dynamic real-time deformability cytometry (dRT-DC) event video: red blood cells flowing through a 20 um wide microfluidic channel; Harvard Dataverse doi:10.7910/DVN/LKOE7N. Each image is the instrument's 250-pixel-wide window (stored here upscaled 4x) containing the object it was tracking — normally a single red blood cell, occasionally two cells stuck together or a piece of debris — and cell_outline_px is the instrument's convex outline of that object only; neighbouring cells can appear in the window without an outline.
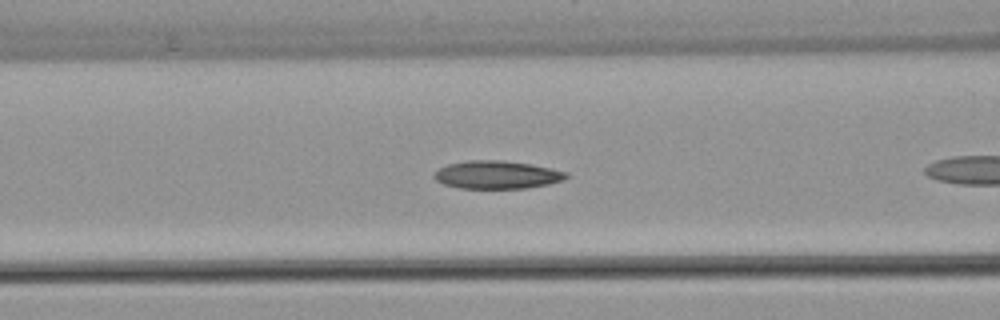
{"species": "common noctule bat (a hibernating species)", "species_latin": "Nyctalus noctula", "temperature_condition": "warm", "stored_images_in_passage": 21, "camera_frame_rate_fps": 3000, "um_per_image_px": 0.085, "animal": {"sex": "female", "body_mass_g": 22.7, "forearm_length_mm": 54.2}, "frame": {"image": 1, "passage_image": 7, "time_ms": 2.0, "image_size_px": [1000, 320], "cell_outline_px": [[568, 176], [564, 180], [548, 184], [528, 188], [460, 188], [444, 184], [436, 180], [432, 176], [440, 168], [448, 164], [468, 160], [500, 160], [532, 164], [552, 168], [568, 172]], "centroid_in_image_um": [42.27, 14.85], "position_along_channel_um": 124.3, "area_um2": 21.56}}
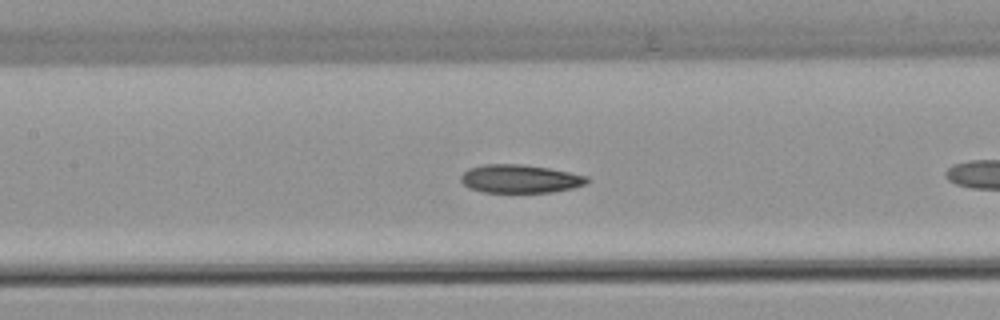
{"frame": {"image": 2, "passage_image": 10, "time_ms": 3.0, "image_size_px": [1000, 320], "cell_outline_px": [[592, 180], [584, 184], [572, 188], [552, 192], [484, 192], [468, 188], [460, 180], [460, 176], [468, 168], [484, 164], [524, 164], [548, 168], [588, 176]], "centroid_in_image_um": [44.19, 15.19], "position_along_channel_um": 163.2, "area_um2": 20.87}}